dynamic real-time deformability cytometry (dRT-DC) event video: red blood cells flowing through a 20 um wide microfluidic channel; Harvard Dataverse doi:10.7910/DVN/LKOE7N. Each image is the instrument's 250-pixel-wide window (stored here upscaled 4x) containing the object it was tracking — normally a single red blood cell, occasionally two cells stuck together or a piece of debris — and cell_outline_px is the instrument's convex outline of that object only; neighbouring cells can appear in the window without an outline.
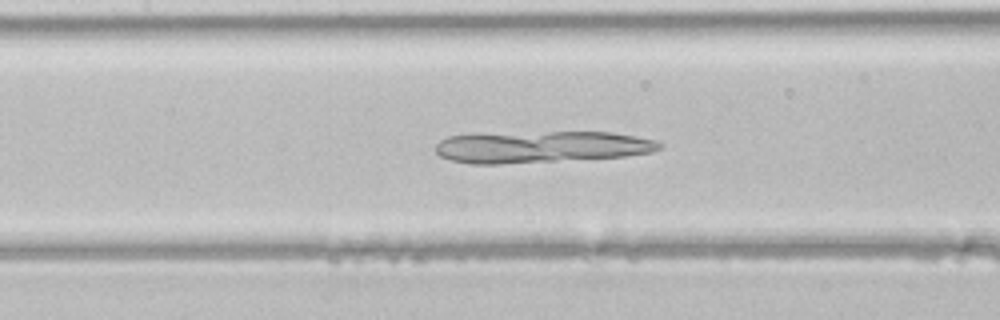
{"species": "common noctule bat (a hibernating species)", "species_latin": "Nyctalus noctula", "temperature_condition": "room temperature", "stored_images_in_passage": 19, "camera_frame_rate_fps": 3000, "um_per_image_px": 0.085, "animal": {"sex": "male", "body_mass_g": 21.5, "forearm_length_mm": 52.0}, "frame": {"image": 1, "passage_image": 16, "time_ms": 5.0, "image_size_px": [1000, 320], "cell_outline_px": [[664, 144], [660, 148], [652, 152], [624, 156], [500, 164], [468, 164], [448, 160], [440, 156], [436, 152], [436, 144], [440, 140], [448, 136], [472, 132], [612, 132], [656, 140]], "centroid_in_image_um": [45.9, 12.47], "position_along_channel_um": 161.5, "area_um2": 42.02}}
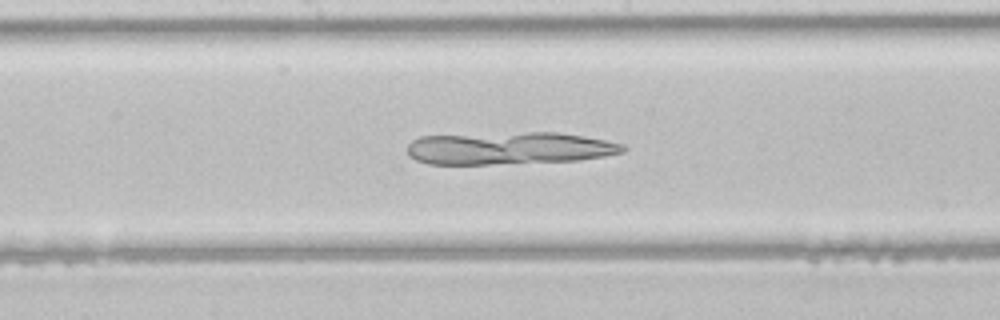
{"frame": {"image": 2, "passage_image": 19, "time_ms": 6.0, "image_size_px": [1000, 320], "cell_outline_px": [[628, 148], [624, 152], [604, 156], [580, 160], [492, 164], [428, 164], [416, 160], [408, 156], [408, 144], [412, 140], [420, 136], [528, 132], [560, 132], [584, 136], [624, 144]], "centroid_in_image_um": [43.29, 12.6], "position_along_channel_um": 204.9, "area_um2": 40.92}}